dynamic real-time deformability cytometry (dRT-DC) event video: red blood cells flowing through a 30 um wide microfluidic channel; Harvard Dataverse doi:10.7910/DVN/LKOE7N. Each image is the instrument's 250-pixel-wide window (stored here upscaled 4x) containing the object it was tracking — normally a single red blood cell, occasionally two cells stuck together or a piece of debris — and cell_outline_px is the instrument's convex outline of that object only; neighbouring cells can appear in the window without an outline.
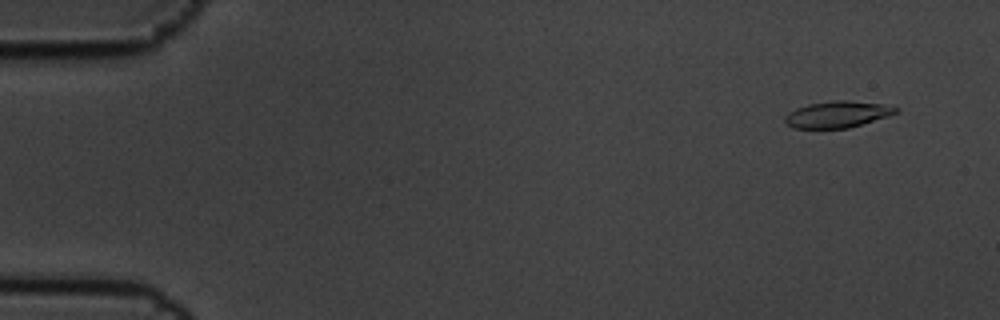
{"species": "common noctule bat (a hibernating species)", "species_latin": "Nyctalus noctula", "temperature_condition": "cold", "stored_images_in_passage": 7, "camera_frame_rate_fps": 3000, "um_per_image_px": 0.085, "animal": {"sex": "male", "body_mass_g": 19.5, "forearm_length_mm": 54.6}, "frame": {"image": 1, "passage_image": 2, "time_ms": 0.333, "image_size_px": [1000, 320], "cell_outline_px": [[900, 112], [888, 116], [848, 128], [792, 128], [784, 120], [784, 116], [788, 112], [796, 108], [808, 104], [832, 100], [848, 100], [884, 104], [900, 108]], "centroid_in_image_um": [71.19, 9.71], "position_along_channel_um": 13.8, "area_um2": 17.22}}
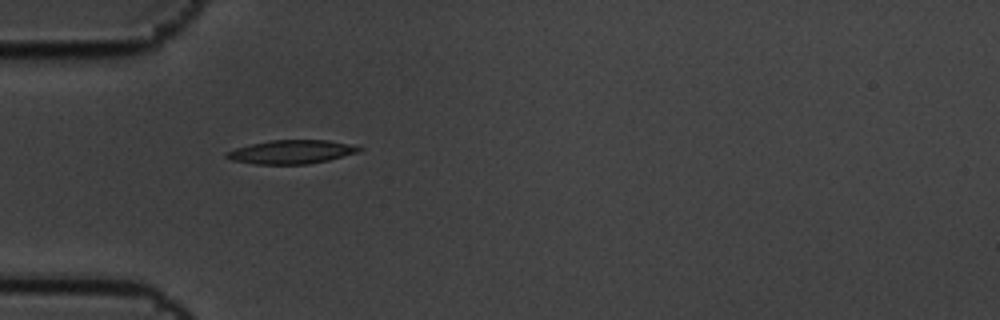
{"frame": {"image": 2, "passage_image": 6, "time_ms": 1.667, "image_size_px": [1000, 320], "cell_outline_px": [[364, 148], [360, 152], [328, 160], [308, 164], [256, 164], [232, 160], [224, 156], [224, 152], [236, 148], [252, 144], [272, 140], [328, 140], [348, 144]], "centroid_in_image_um": [24.77, 12.91], "position_along_channel_um": 60.2, "area_um2": 18.21}}
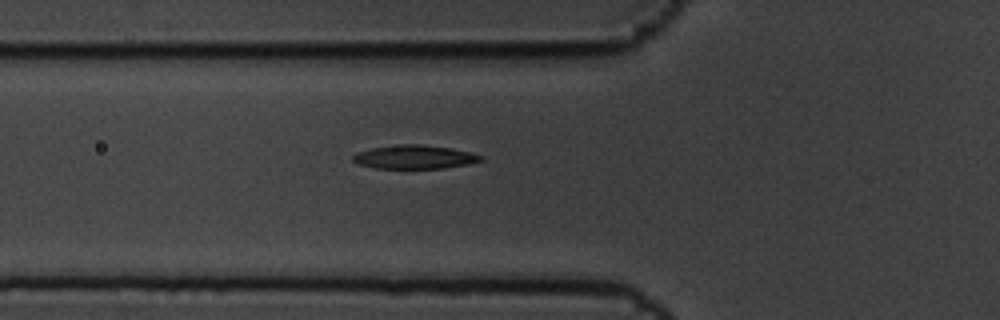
{"frame": {"image": 3, "passage_image": 7, "time_ms": 2.0, "image_size_px": [1000, 320], "cell_outline_px": [[484, 160], [444, 168], [376, 168], [360, 164], [352, 160], [352, 156], [356, 152], [372, 148], [404, 144], [420, 144], [452, 148], [484, 156]], "centroid_in_image_um": [35.23, 13.34], "position_along_channel_um": 90.6, "area_um2": 17.4}}